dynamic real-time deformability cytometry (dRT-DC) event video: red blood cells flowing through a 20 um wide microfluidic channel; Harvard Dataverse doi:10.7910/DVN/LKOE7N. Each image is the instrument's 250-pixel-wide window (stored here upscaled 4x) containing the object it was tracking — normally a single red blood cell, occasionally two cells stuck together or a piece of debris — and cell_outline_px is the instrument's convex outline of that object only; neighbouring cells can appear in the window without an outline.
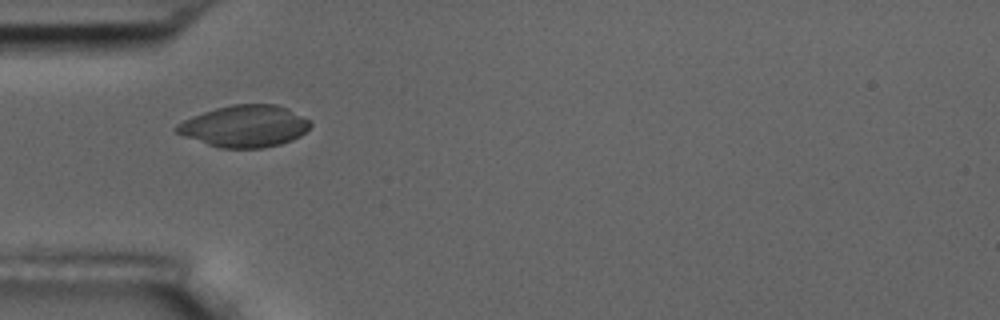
{"species": "common noctule bat (a hibernating species)", "species_latin": "Nyctalus noctula", "temperature_condition": "room temperature", "stored_images_in_passage": 6, "camera_frame_rate_fps": 3000, "um_per_image_px": 0.085, "animal": {"sex": "male", "body_mass_g": 17.5, "forearm_length_mm": 52.3}, "frame": {"image": 1, "passage_image": 1, "time_ms": 0.0, "image_size_px": [1000, 320], "cell_outline_px": [[312, 124], [300, 136], [292, 140], [280, 144], [264, 148], [220, 148], [184, 136], [176, 132], [176, 124], [192, 116], [216, 108], [232, 104], [276, 104], [288, 108], [312, 120]], "centroid_in_image_um": [20.84, 10.72], "position_along_channel_um": 64.2, "area_um2": 32.6}}
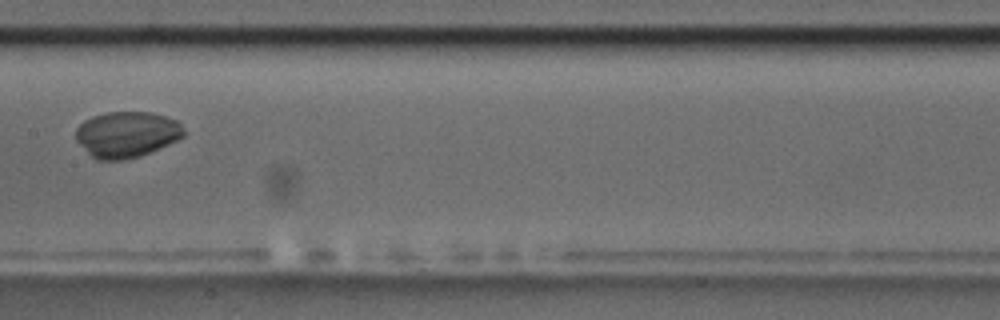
{"frame": {"image": 2, "passage_image": 4, "time_ms": 3.667, "image_size_px": [1000, 320], "cell_outline_px": [[184, 136], [168, 144], [140, 156], [124, 160], [96, 160], [76, 140], [76, 128], [84, 120], [92, 116], [108, 112], [152, 112], [180, 120], [184, 132]], "centroid_in_image_um": [10.78, 11.41], "position_along_channel_um": 196.6, "area_um2": 28.96}}
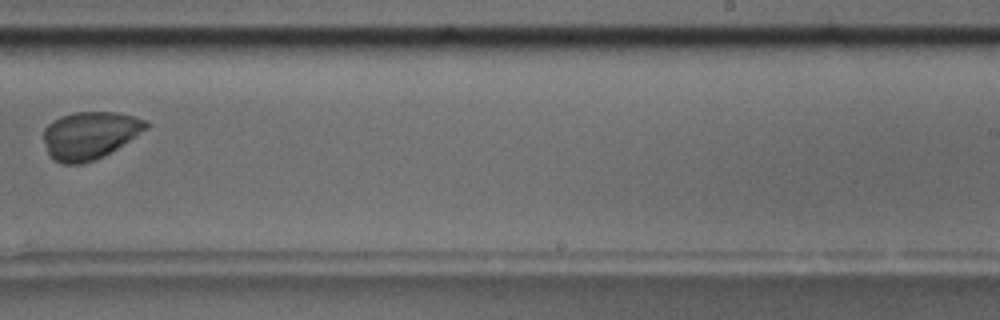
{"frame": {"image": 3, "passage_image": 6, "time_ms": 6.0, "image_size_px": [1000, 320], "cell_outline_px": [[148, 128], [104, 156], [80, 164], [64, 164], [52, 160], [48, 152], [44, 140], [44, 128], [52, 120], [60, 116], [72, 112], [116, 112], [136, 116], [144, 120], [148, 124]], "centroid_in_image_um": [7.6, 11.49], "position_along_channel_um": 281.4, "area_um2": 28.32}}